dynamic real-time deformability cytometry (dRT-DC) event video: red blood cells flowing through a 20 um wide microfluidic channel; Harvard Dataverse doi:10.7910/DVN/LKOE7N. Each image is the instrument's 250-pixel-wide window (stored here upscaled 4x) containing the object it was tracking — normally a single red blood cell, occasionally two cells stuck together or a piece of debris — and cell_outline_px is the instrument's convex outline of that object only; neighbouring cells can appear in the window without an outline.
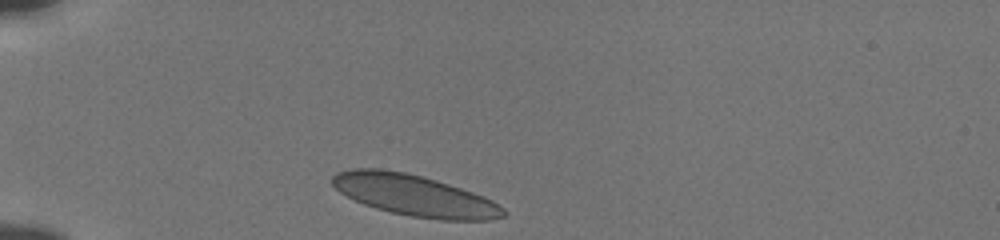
{"species": "human", "species_latin": "Homo sapiens", "temperature_condition": "cold", "stored_images_in_passage": 32, "camera_frame_rate_fps": 3000, "um_per_image_px": 0.085, "donor": {"sex": "male"}, "frame": {"image": 1, "passage_image": 1, "time_ms": 0.0, "image_size_px": [1000, 240], "cell_outline_px": [[508, 212], [504, 216], [492, 220], [440, 220], [412, 216], [392, 212], [376, 208], [364, 204], [340, 192], [332, 184], [332, 176], [336, 172], [352, 168], [380, 168], [404, 172], [436, 180], [484, 196], [492, 200], [504, 208]], "centroid_in_image_um": [35.24, 16.61], "position_along_channel_um": 49.8, "area_um2": 40.86}}
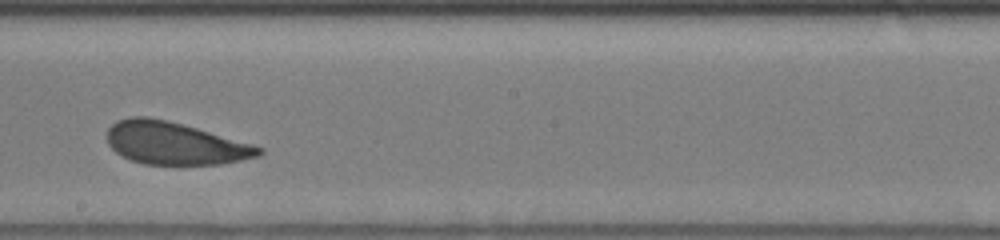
{"frame": {"image": 2, "passage_image": 18, "time_ms": 5.667, "image_size_px": [1000, 240], "cell_outline_px": [[264, 152], [260, 156], [220, 164], [144, 164], [132, 160], [116, 152], [108, 144], [108, 128], [116, 120], [132, 116], [148, 116], [168, 120], [252, 144], [264, 148]], "centroid_in_image_um": [14.85, 12.17], "position_along_channel_um": 233.4, "area_um2": 37.34}}
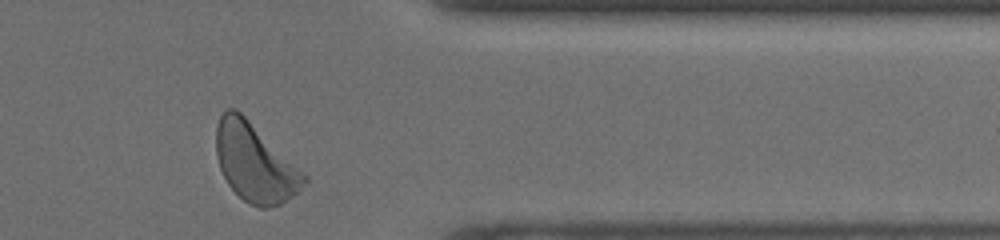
{"frame": {"image": 3, "passage_image": 31, "time_ms": 10.0, "image_size_px": [1000, 240], "cell_outline_px": [[308, 180], [292, 196], [280, 204], [268, 208], [260, 208], [248, 204], [228, 184], [220, 168], [216, 156], [216, 124], [220, 116], [228, 108], [236, 108], [304, 172], [308, 176]], "centroid_in_image_um": [21.65, 13.83], "position_along_channel_um": 389.7, "area_um2": 39.71}, "authors_computed_cell_mechanics": {"area_um2": 38.2925, "velocity_mm_per_s": 3.7829, "shape_relaxation_time_tau1_ms": 4.6749, "shape_relaxation_time_tau2_ms": 1.345, "deformation_change_tau1": 0.0953, "deformation_change_tau2": 0.0517}}